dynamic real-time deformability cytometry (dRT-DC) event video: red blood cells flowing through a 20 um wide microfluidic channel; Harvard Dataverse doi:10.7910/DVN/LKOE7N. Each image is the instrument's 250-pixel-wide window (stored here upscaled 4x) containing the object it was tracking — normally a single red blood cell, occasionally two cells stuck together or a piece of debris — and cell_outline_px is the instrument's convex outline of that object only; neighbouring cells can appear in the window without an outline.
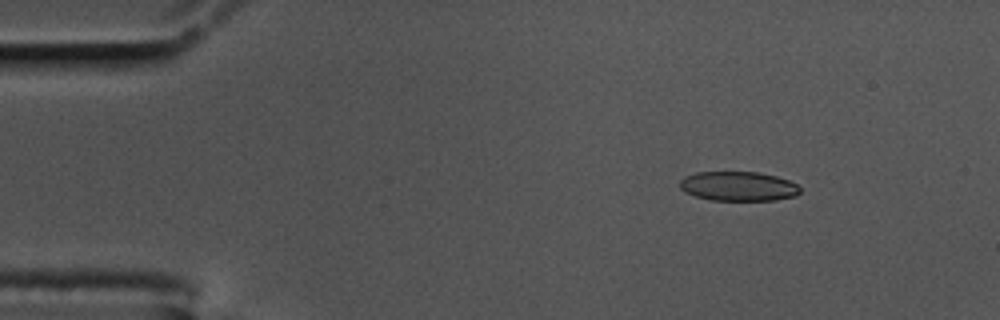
{"species": "common noctule bat (a hibernating species)", "species_latin": "Nyctalus noctula", "temperature_condition": "cold", "stored_images_in_passage": 58, "camera_frame_rate_fps": 3000, "um_per_image_px": 0.085, "animal": {"sex": "male", "body_mass_g": 17.5, "forearm_length_mm": 52.3}, "frame": {"image": 1, "passage_image": 8, "time_ms": 2.333, "image_size_px": [1000, 320], "cell_outline_px": [[800, 192], [796, 196], [776, 200], [712, 200], [696, 196], [684, 192], [680, 188], [680, 180], [684, 176], [696, 172], [760, 172], [776, 176], [788, 180], [796, 184], [800, 188]], "centroid_in_image_um": [62.75, 15.83], "position_along_channel_um": 22.2, "area_um2": 20.69}}
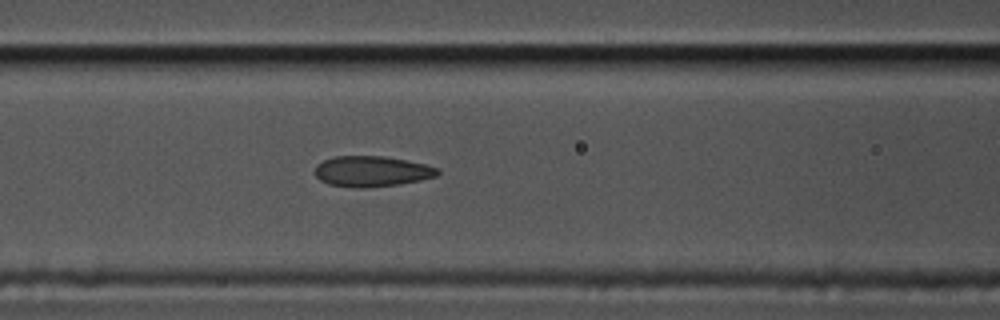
{"frame": {"image": 2, "passage_image": 24, "time_ms": 7.667, "image_size_px": [1000, 320], "cell_outline_px": [[440, 172], [436, 176], [420, 180], [400, 184], [364, 188], [356, 188], [328, 184], [320, 180], [316, 176], [316, 164], [324, 160], [336, 156], [384, 156], [424, 164], [440, 168]], "centroid_in_image_um": [31.6, 14.57], "position_along_channel_um": 135.0, "area_um2": 21.85}}
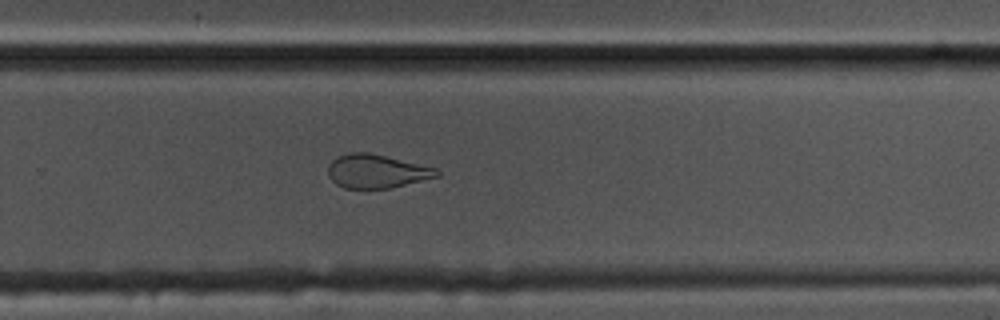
{"frame": {"image": 3, "passage_image": 38, "time_ms": 12.333, "image_size_px": [1000, 320], "cell_outline_px": [[440, 176], [392, 188], [344, 188], [336, 184], [328, 176], [328, 164], [332, 160], [348, 152], [368, 152], [436, 168], [440, 172]], "centroid_in_image_um": [32.0, 14.56], "position_along_channel_um": 297.8, "area_um2": 21.27}, "authors_computed_cell_mechanics": {"area_um2": 22.4264, "velocity_mm_per_s": 3.4946, "shape_relaxation_time_tau1_ms": null, "shape_relaxation_time_tau2_ms": 1.5422, "deformation_change_tau1": null, "deformation_change_tau2": 0.0766}}